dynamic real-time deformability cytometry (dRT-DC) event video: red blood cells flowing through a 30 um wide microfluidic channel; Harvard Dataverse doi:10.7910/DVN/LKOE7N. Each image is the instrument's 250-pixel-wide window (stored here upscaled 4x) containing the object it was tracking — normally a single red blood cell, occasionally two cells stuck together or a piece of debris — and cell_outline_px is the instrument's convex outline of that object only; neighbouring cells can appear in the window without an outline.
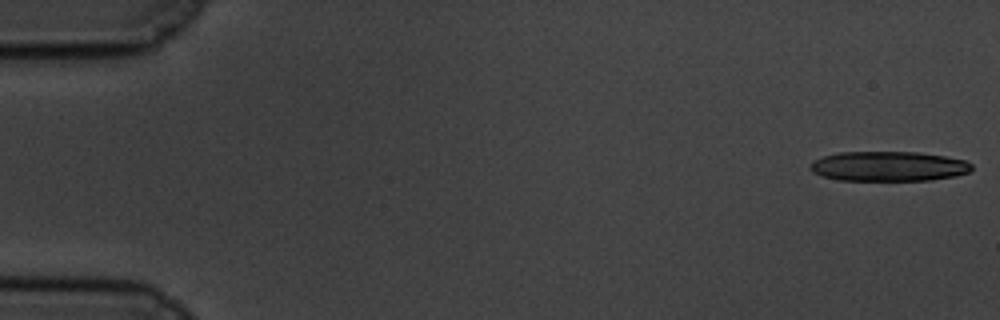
{"species": "common noctule bat (a hibernating species)", "species_latin": "Nyctalus noctula", "temperature_condition": "cold", "stored_images_in_passage": 16, "camera_frame_rate_fps": 3000, "um_per_image_px": 0.085, "animal": {"sex": "male", "body_mass_g": 19.5, "forearm_length_mm": 54.6}, "frame": {"image": 1, "passage_image": 1, "time_ms": 0.0, "image_size_px": [1000, 320], "cell_outline_px": [[972, 172], [956, 176], [932, 180], [840, 180], [820, 176], [812, 172], [812, 160], [836, 152], [920, 152], [968, 160], [972, 164]], "centroid_in_image_um": [75.58, 14.13], "position_along_channel_um": 9.4, "area_um2": 28.32}}